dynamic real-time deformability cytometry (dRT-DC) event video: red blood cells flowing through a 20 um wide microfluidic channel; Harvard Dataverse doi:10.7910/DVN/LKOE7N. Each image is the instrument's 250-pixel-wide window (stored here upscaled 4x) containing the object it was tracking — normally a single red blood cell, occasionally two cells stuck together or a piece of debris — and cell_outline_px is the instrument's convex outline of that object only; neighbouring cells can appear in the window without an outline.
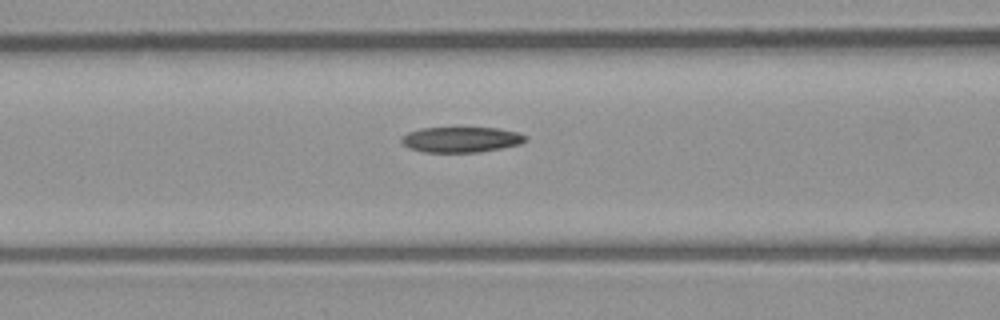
{"species": "common noctule bat (a hibernating species)", "species_latin": "Nyctalus noctula", "temperature_condition": "room temperature", "stored_images_in_passage": 4, "camera_frame_rate_fps": 3000, "um_per_image_px": 0.085, "animal": {"sex": "male", "body_mass_g": 23.1, "forearm_length_mm": 52.7}, "frame": {"image": 1, "passage_image": 4, "time_ms": 4.333, "image_size_px": [1000, 320], "cell_outline_px": [[528, 140], [520, 144], [480, 152], [424, 152], [408, 148], [400, 140], [408, 132], [420, 128], [460, 124], [496, 128], [516, 132], [528, 136]], "centroid_in_image_um": [39.19, 11.8], "position_along_channel_um": 127.4, "area_um2": 19.42}}